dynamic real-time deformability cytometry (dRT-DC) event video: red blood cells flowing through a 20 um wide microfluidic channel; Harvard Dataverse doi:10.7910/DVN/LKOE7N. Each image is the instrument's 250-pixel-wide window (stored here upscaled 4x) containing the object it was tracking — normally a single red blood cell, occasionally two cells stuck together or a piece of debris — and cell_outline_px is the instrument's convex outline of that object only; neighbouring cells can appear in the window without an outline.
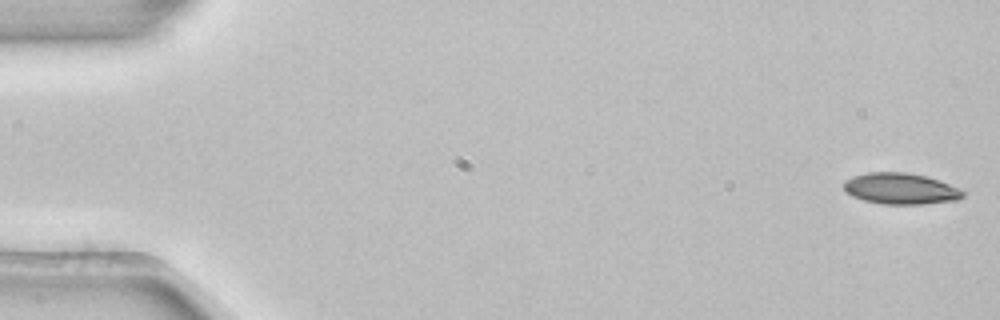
{"species": "common noctule bat (a hibernating species)", "species_latin": "Nyctalus noctula", "temperature_condition": "room temperature", "stored_images_in_passage": 16, "camera_frame_rate_fps": 3000, "um_per_image_px": 0.085, "animal": {"sex": "female", "body_mass_g": 22.7, "forearm_length_mm": 54.2}, "frame": {"image": 1, "passage_image": 1, "time_ms": 0.0, "image_size_px": [1000, 320], "cell_outline_px": [[968, 192], [964, 196], [956, 200], [920, 204], [880, 204], [864, 200], [852, 196], [844, 188], [844, 180], [852, 176], [868, 172], [908, 172], [924, 176], [960, 188]], "centroid_in_image_um": [76.55, 16.03], "position_along_channel_um": 8.4, "area_um2": 21.62}}
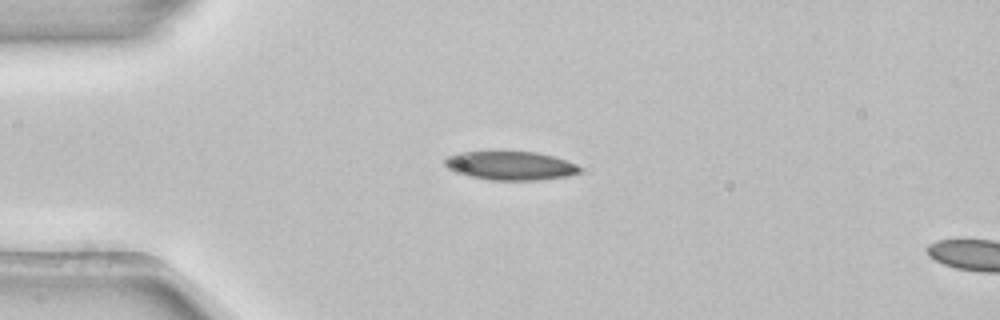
{"frame": {"image": 2, "passage_image": 13, "time_ms": 4.0, "image_size_px": [1000, 320], "cell_outline_px": [[580, 172], [568, 176], [540, 180], [488, 180], [468, 176], [456, 172], [448, 168], [444, 164], [444, 160], [448, 156], [460, 152], [536, 152], [552, 156], [576, 164], [580, 168]], "centroid_in_image_um": [43.37, 14.09], "position_along_channel_um": 41.6, "area_um2": 22.43}}